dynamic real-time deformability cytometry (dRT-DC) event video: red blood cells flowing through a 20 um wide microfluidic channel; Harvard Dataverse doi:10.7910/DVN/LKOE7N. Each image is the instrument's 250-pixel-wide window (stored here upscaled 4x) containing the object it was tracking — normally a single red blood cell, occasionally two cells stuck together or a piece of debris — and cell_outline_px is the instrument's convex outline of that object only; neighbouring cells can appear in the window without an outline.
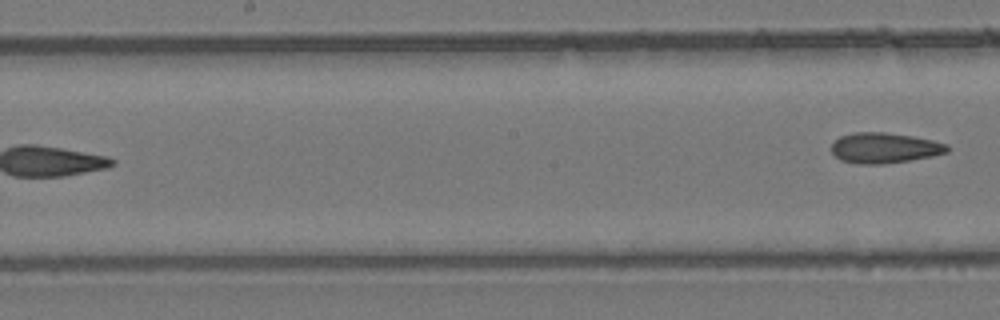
{"species": "common noctule bat (a hibernating species)", "species_latin": "Nyctalus noctula", "temperature_condition": "room temperature", "stored_images_in_passage": 9, "segment_of_instrument_passage": [2, 2], "camera_frame_rate_fps": 3000, "um_per_image_px": 0.085, "animal": {"sex": "female", "body_mass_g": 24.6, "forearm_length_mm": 56.2}, "frame": {"image": 1, "passage_image": 9, "time_ms": 2.667, "image_size_px": [1000, 320], "cell_outline_px": [[948, 152], [932, 156], [908, 160], [880, 164], [860, 164], [840, 160], [832, 152], [832, 144], [840, 136], [852, 132], [884, 132], [912, 136], [932, 140], [948, 144]], "centroid_in_image_um": [75.17, 12.56], "position_along_channel_um": 173.0, "area_um2": 20.4}}